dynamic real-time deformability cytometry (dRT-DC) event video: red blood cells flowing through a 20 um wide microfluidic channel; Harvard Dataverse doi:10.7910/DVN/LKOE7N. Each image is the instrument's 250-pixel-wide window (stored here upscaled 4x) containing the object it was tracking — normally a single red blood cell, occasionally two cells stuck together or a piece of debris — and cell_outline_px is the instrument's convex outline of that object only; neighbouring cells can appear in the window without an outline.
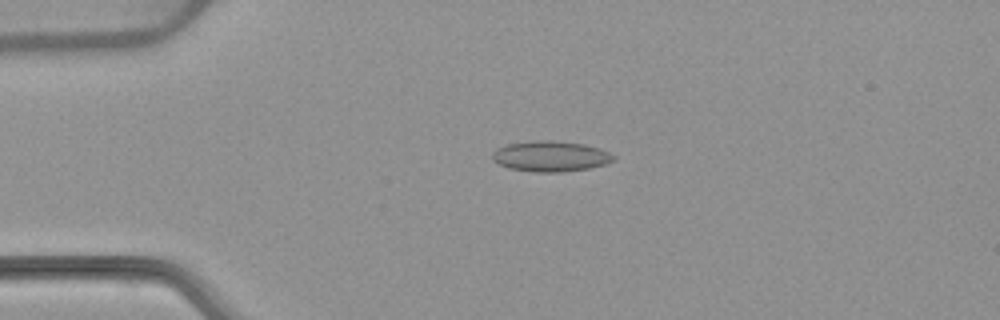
{"species": "common noctule bat (a hibernating species)", "species_latin": "Nyctalus noctula", "temperature_condition": "warm", "stored_images_in_passage": 53, "camera_frame_rate_fps": 3000, "um_per_image_px": 0.085, "animal": {"sex": "female", "body_mass_g": 22.7, "forearm_length_mm": 54.2}, "frame": {"image": 1, "passage_image": 12, "time_ms": 3.667, "image_size_px": [1000, 320], "cell_outline_px": [[616, 156], [612, 160], [604, 164], [588, 168], [560, 172], [536, 172], [508, 168], [492, 160], [492, 152], [496, 148], [508, 144], [544, 140], [548, 140], [584, 144], [600, 148]], "centroid_in_image_um": [46.77, 13.28], "position_along_channel_um": 38.2, "area_um2": 21.33}}
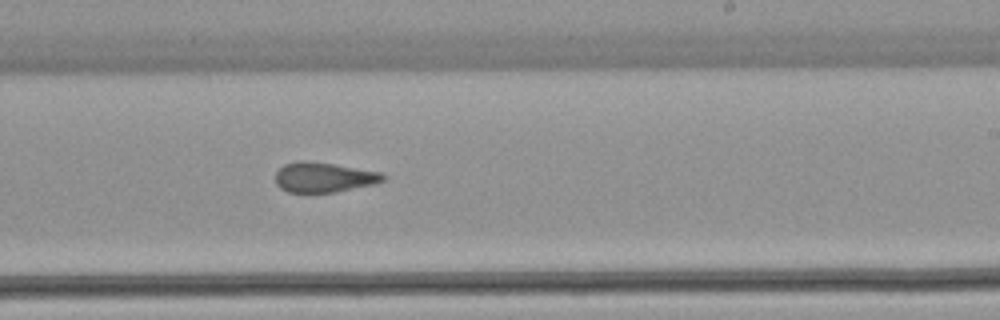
{"frame": {"image": 2, "passage_image": 32, "time_ms": 10.333, "image_size_px": [1000, 320], "cell_outline_px": [[388, 176], [384, 180], [372, 184], [336, 192], [288, 192], [280, 188], [276, 184], [276, 172], [284, 164], [300, 160], [308, 160], [380, 172]], "centroid_in_image_um": [27.5, 15.06], "position_along_channel_um": 261.5, "area_um2": 18.67}}
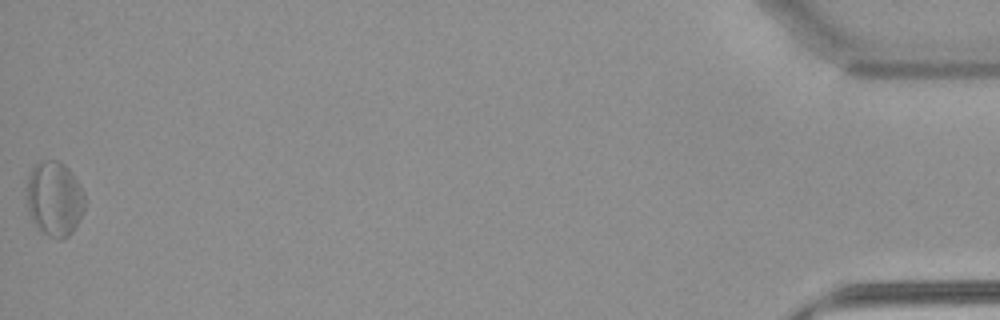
{"frame": {"image": 3, "passage_image": 53, "time_ms": 17.333, "image_size_px": [1000, 320], "cell_outline_px": [[84, 208], [80, 220], [72, 232], [68, 236], [60, 240], [48, 236], [36, 228], [28, 212], [24, 192], [28, 176], [32, 168], [40, 160], [60, 160], [72, 172], [80, 184], [84, 192]], "centroid_in_image_um": [4.6, 16.89], "position_along_channel_um": 430.6, "area_um2": 26.07}, "authors_computed_cell_mechanics": {"area_um2": 20.3456, "velocity_mm_per_s": 3.8229, "shape_relaxation_time_tau1_ms": null, "shape_relaxation_time_tau2_ms": 2.3175, "deformation_change_tau1": null, "deformation_change_tau2": 0.0927}}